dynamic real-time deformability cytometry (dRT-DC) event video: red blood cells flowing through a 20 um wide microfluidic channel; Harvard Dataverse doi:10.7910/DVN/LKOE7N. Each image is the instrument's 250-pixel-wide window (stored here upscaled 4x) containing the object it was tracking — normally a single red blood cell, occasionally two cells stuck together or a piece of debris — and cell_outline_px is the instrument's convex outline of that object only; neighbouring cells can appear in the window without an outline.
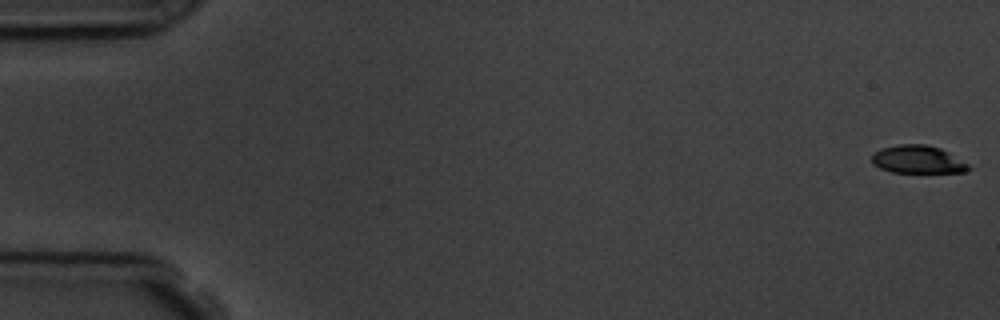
{"species": "common noctule bat (a hibernating species)", "species_latin": "Nyctalus noctula", "temperature_condition": "room temperature", "stored_images_in_passage": 11, "camera_frame_rate_fps": 3000, "um_per_image_px": 0.085, "animal": {"sex": "male", "body_mass_g": 19.5, "forearm_length_mm": 54.6}, "frame": {"image": 1, "passage_image": 1, "time_ms": 0.0, "image_size_px": [1000, 320], "cell_outline_px": [[972, 168], [964, 172], [892, 172], [880, 168], [872, 164], [872, 156], [880, 148], [900, 144], [924, 144], [940, 148], [948, 152], [968, 164]], "centroid_in_image_um": [78.0, 13.55], "position_along_channel_um": 7.0, "area_um2": 15.61}}
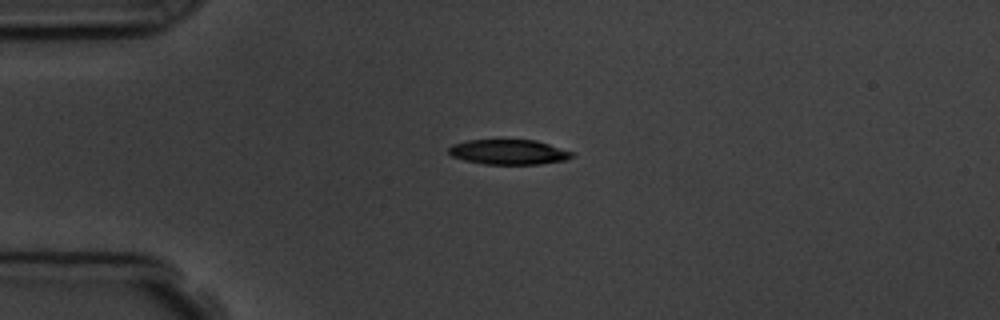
{"frame": {"image": 2, "passage_image": 5, "time_ms": 4.333, "image_size_px": [1000, 320], "cell_outline_px": [[576, 156], [564, 160], [540, 164], [484, 164], [464, 160], [452, 156], [448, 152], [448, 148], [452, 144], [468, 140], [536, 140], [576, 152]], "centroid_in_image_um": [43.28, 12.92], "position_along_channel_um": 41.7, "area_um2": 18.09}}
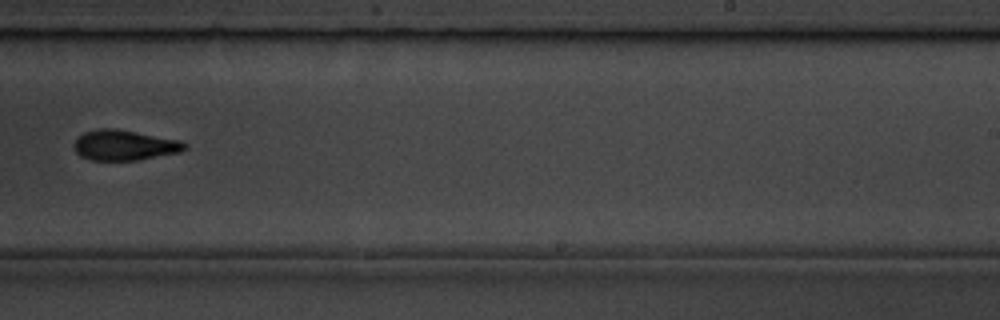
{"frame": {"image": 3, "passage_image": 11, "time_ms": 11.333, "image_size_px": [1000, 320], "cell_outline_px": [[188, 148], [180, 152], [140, 160], [92, 160], [80, 156], [72, 148], [76, 136], [84, 132], [96, 128], [116, 128], [180, 140], [188, 144]], "centroid_in_image_um": [10.55, 12.33], "position_along_channel_um": 278.4, "area_um2": 19.94}}